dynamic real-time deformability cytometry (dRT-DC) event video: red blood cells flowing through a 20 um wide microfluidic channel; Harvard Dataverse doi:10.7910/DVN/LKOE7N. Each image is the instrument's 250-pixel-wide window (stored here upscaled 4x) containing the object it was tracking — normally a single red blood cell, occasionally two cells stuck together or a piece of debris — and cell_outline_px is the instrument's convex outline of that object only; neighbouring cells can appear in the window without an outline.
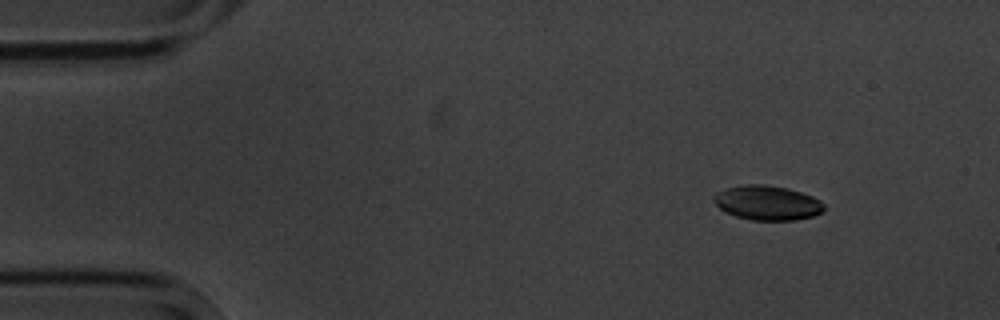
{"species": "common noctule bat (a hibernating species)", "species_latin": "Nyctalus noctula", "temperature_condition": "cold", "stored_images_in_passage": 4, "camera_frame_rate_fps": 3000, "um_per_image_px": 0.085, "animal": {"sex": "male", "body_mass_g": 20.1, "forearm_length_mm": 53.5}, "frame": {"image": 1, "passage_image": 1, "time_ms": 0.0, "image_size_px": [1000, 320], "cell_outline_px": [[824, 212], [812, 216], [796, 220], [752, 220], [736, 216], [724, 212], [712, 200], [712, 196], [716, 192], [728, 188], [748, 184], [764, 184], [788, 188], [812, 196], [820, 200], [824, 204]], "centroid_in_image_um": [65.22, 17.24], "position_along_channel_um": 19.8, "area_um2": 22.25}}
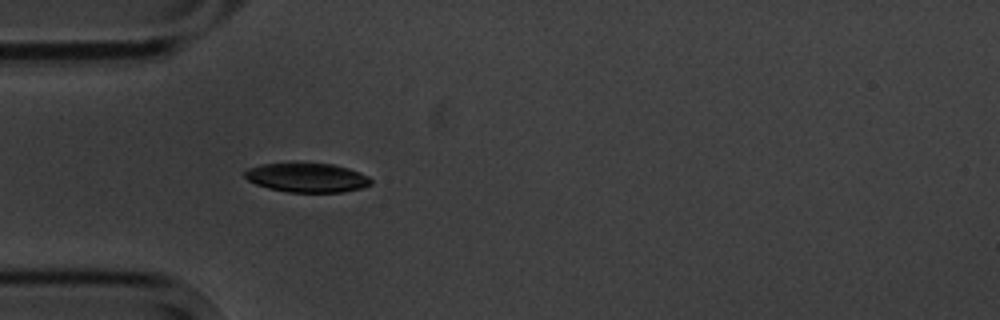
{"frame": {"image": 2, "passage_image": 4, "time_ms": 3.333, "image_size_px": [1000, 320], "cell_outline_px": [[372, 184], [360, 188], [344, 192], [288, 192], [268, 188], [256, 184], [248, 180], [244, 176], [244, 172], [248, 168], [260, 164], [292, 160], [332, 164], [348, 168], [360, 172], [368, 176], [372, 180]], "centroid_in_image_um": [26.05, 15.05], "position_along_channel_um": 58.9, "area_um2": 22.31}}